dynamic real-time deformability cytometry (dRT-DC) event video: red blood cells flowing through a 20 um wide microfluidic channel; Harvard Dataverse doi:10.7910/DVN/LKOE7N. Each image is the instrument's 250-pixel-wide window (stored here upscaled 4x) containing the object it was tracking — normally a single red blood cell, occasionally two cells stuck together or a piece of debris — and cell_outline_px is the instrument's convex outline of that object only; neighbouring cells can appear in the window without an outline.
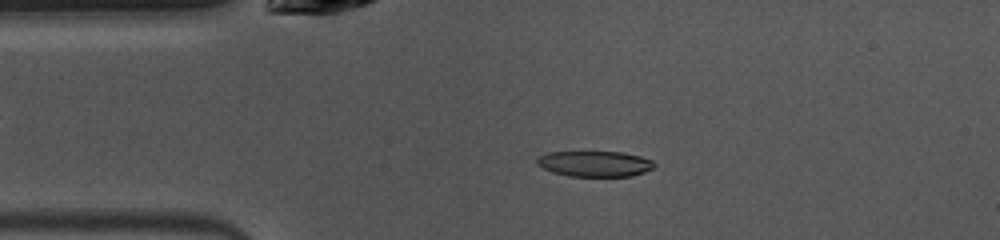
{"species": "common noctule bat (a hibernating species)", "species_latin": "Nyctalus noctula", "temperature_condition": "warm", "stored_images_in_passage": 38, "camera_frame_rate_fps": 3000, "um_per_image_px": 0.085, "animal": {"sex": "female", "body_mass_g": 10.0, "forearm_length_mm": 53.1}, "frame": {"image": 1, "passage_image": 4, "time_ms": 1.0, "image_size_px": [1000, 240], "cell_outline_px": [[656, 164], [652, 168], [644, 172], [632, 176], [568, 176], [552, 172], [536, 164], [536, 160], [540, 156], [548, 152], [624, 152], [640, 156], [652, 160]], "centroid_in_image_um": [50.56, 13.92], "position_along_channel_um": 34.4, "area_um2": 17.51}}
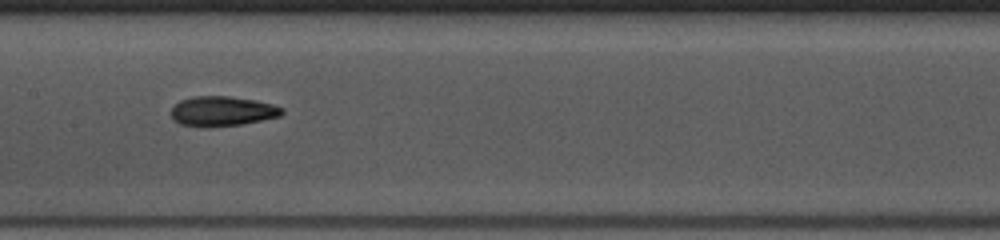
{"frame": {"image": 2, "passage_image": 17, "time_ms": 5.333, "image_size_px": [1000, 240], "cell_outline_px": [[284, 112], [280, 116], [240, 124], [204, 128], [200, 128], [180, 124], [172, 120], [172, 108], [180, 100], [192, 96], [228, 96], [256, 100], [272, 104], [284, 108]], "centroid_in_image_um": [18.86, 9.46], "position_along_channel_um": 188.5, "area_um2": 19.42}}
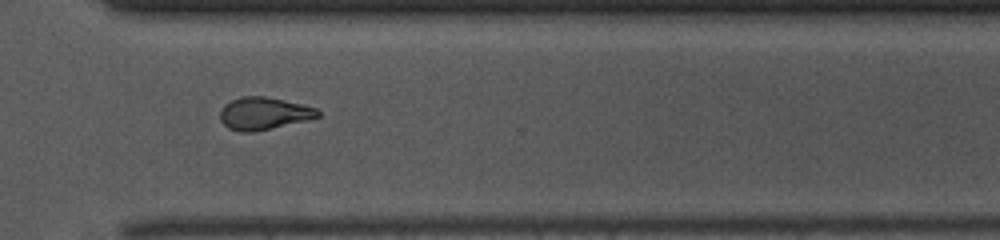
{"frame": {"image": 3, "passage_image": 29, "time_ms": 9.333, "image_size_px": [1000, 240], "cell_outline_px": [[320, 116], [304, 120], [252, 132], [240, 132], [228, 128], [220, 120], [220, 108], [224, 104], [240, 96], [264, 96], [284, 100], [316, 108], [320, 112]], "centroid_in_image_um": [22.36, 9.63], "position_along_channel_um": 348.2, "area_um2": 18.21}, "authors_computed_cell_mechanics": {"area_um2": 18.9873, "velocity_mm_per_s": 4.0096, "shape_relaxation_time_tau1_ms": 4.5043, "shape_relaxation_time_tau2_ms": 4.2526, "deformation_change_tau1": 0.1551, "deformation_change_tau2": 0.1081}}